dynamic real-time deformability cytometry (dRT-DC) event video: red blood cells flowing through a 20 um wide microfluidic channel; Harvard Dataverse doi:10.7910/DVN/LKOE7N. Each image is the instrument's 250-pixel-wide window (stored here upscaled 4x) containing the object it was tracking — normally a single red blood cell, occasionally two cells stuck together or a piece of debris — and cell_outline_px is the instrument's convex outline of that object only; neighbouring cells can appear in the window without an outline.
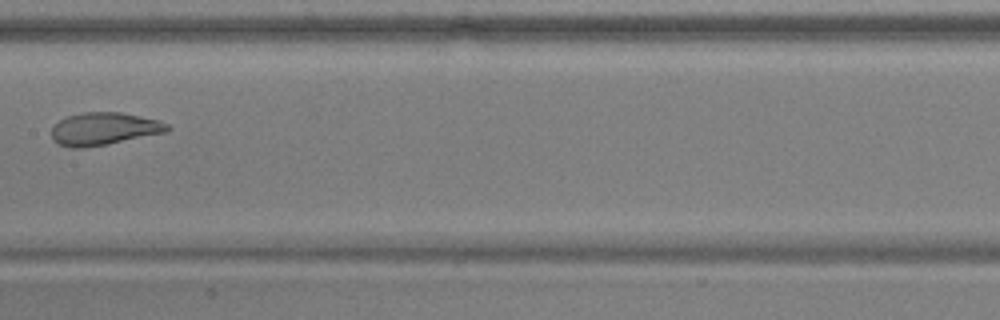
{"species": "common noctule bat (a hibernating species)", "species_latin": "Nyctalus noctula", "temperature_condition": "warm", "stored_images_in_passage": 8, "camera_frame_rate_fps": 3000, "um_per_image_px": 0.085, "animal": {"sex": "male", "body_mass_g": 17.9, "forearm_length_mm": 54.2}, "frame": {"image": 1, "passage_image": 8, "time_ms": 2.333, "image_size_px": [1000, 320], "cell_outline_px": [[172, 128], [168, 132], [108, 144], [84, 148], [72, 148], [56, 144], [52, 140], [52, 128], [60, 120], [68, 116], [84, 112], [120, 112], [160, 120], [168, 124]], "centroid_in_image_um": [8.86, 10.96], "position_along_channel_um": 198.5, "area_um2": 22.2}}